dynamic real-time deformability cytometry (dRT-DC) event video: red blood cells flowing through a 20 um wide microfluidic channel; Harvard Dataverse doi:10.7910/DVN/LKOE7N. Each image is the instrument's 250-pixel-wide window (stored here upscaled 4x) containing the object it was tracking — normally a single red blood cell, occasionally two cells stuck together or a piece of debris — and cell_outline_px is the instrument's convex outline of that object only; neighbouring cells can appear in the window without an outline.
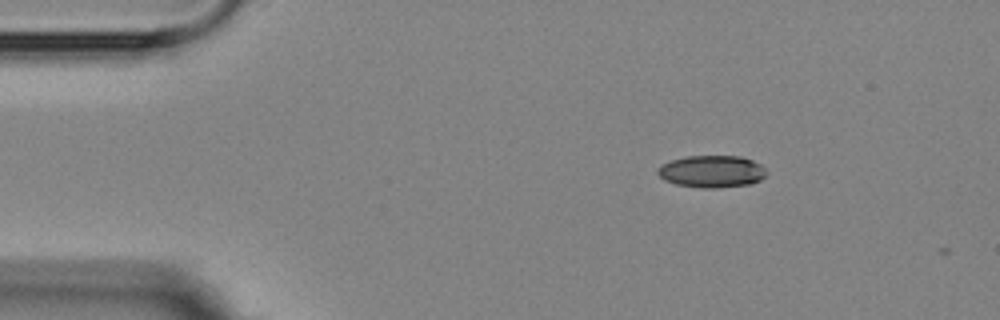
{"species": "Egyptian fruit bat (a non-hibernating species)", "species_latin": "Rousettus aegyptiacus", "temperature_condition": "room temperature", "stored_images_in_passage": 4, "camera_frame_rate_fps": 3000, "um_per_image_px": 0.085, "animal": {"sex": "female"}, "frame": {"image": 1, "passage_image": 2, "time_ms": 1.333, "image_size_px": [1000, 320], "cell_outline_px": [[764, 176], [760, 180], [752, 184], [716, 188], [700, 188], [676, 184], [664, 180], [656, 172], [664, 164], [672, 160], [688, 156], [740, 156], [752, 160], [760, 164], [764, 168]], "centroid_in_image_um": [60.51, 14.58], "position_along_channel_um": 24.5, "area_um2": 20.17}}